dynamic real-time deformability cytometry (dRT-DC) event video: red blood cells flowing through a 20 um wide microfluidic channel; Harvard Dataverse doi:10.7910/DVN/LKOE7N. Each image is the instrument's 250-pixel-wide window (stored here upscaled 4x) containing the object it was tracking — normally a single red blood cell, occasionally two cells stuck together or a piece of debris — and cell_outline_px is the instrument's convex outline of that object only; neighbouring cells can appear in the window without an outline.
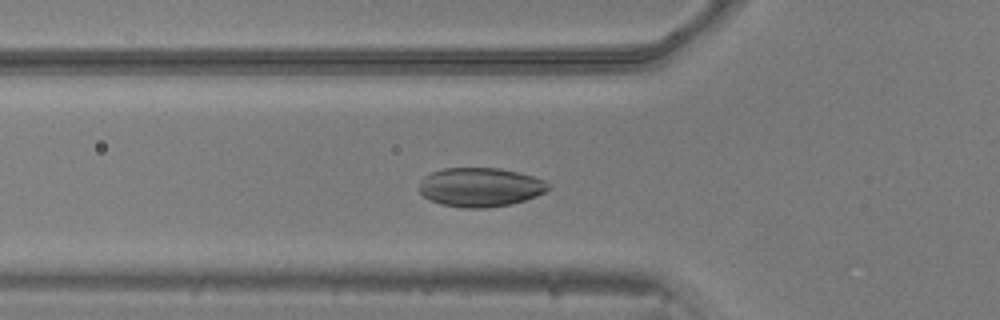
{"species": "common noctule bat (a hibernating species)", "species_latin": "Nyctalus noctula", "temperature_condition": "warm", "stored_images_in_passage": 51, "camera_frame_rate_fps": 3000, "um_per_image_px": 0.085, "animal": {"sex": "male", "body_mass_g": 20.5, "forearm_length_mm": 52.5}, "frame": {"image": 1, "passage_image": 17, "time_ms": 5.333, "image_size_px": [1000, 320], "cell_outline_px": [[552, 188], [536, 196], [512, 204], [484, 208], [464, 208], [440, 204], [428, 200], [420, 192], [420, 180], [424, 176], [432, 172], [444, 168], [500, 168], [532, 176], [544, 180], [552, 184]], "centroid_in_image_um": [40.83, 15.91], "position_along_channel_um": 85.0, "area_um2": 29.54}}
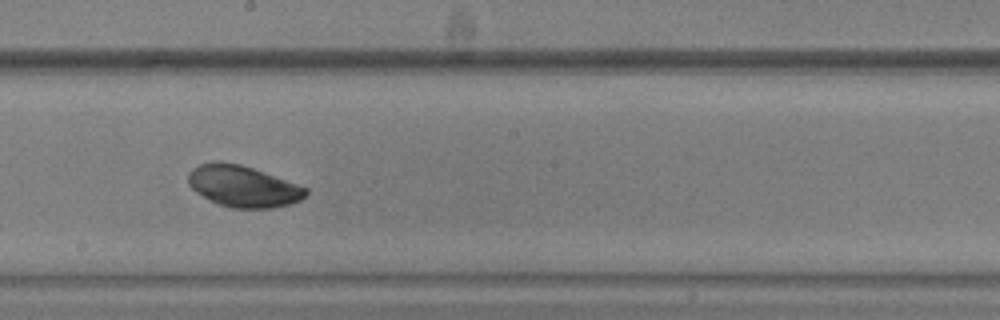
{"frame": {"image": 2, "passage_image": 28, "time_ms": 9.0, "image_size_px": [1000, 320], "cell_outline_px": [[308, 192], [300, 200], [288, 204], [272, 208], [232, 208], [220, 204], [196, 192], [188, 184], [188, 172], [192, 168], [200, 164], [212, 160], [220, 160], [240, 164], [264, 172], [308, 188]], "centroid_in_image_um": [20.63, 15.81], "position_along_channel_um": 227.6, "area_um2": 28.26}}
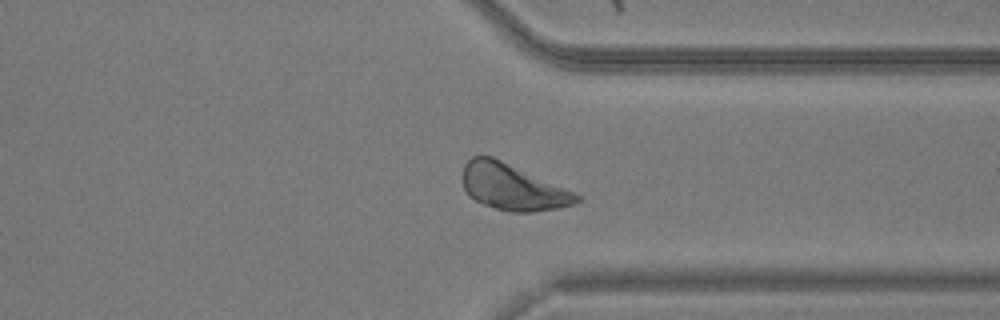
{"frame": {"image": 3, "passage_image": 39, "time_ms": 12.667, "image_size_px": [1000, 320], "cell_outline_px": [[580, 200], [576, 204], [560, 208], [532, 212], [508, 212], [484, 204], [468, 196], [464, 188], [460, 176], [464, 164], [472, 156], [492, 156], [576, 192], [580, 196]], "centroid_in_image_um": [43.56, 15.9], "position_along_channel_um": 367.8, "area_um2": 30.98}, "authors_computed_cell_mechanics": {"area_um2": 29.0156, "velocity_mm_per_s": 3.8632, "shape_relaxation_time_tau1_ms": 1.0036, "shape_relaxation_time_tau2_ms": null, "deformation_change_tau1": 0.0566, "deformation_change_tau2": null}}